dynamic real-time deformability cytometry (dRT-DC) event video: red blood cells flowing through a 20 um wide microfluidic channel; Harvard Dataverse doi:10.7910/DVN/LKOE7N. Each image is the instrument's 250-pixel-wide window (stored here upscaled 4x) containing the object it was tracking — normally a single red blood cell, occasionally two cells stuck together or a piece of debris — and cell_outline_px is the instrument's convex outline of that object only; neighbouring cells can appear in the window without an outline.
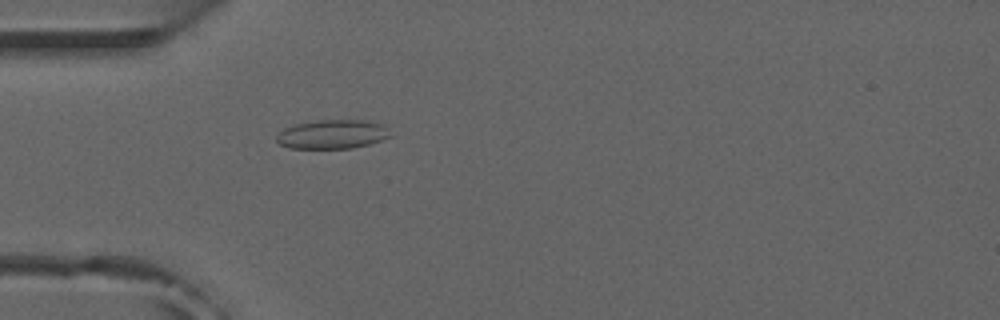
{"species": "common noctule bat (a hibernating species)", "species_latin": "Nyctalus noctula", "temperature_condition": "room temperature", "stored_images_in_passage": 53, "camera_frame_rate_fps": 3000, "um_per_image_px": 0.085, "animal": {"sex": "male", "forearm_length_mm": 52.5}, "frame": {"image": 1, "passage_image": 16, "time_ms": 5.0, "image_size_px": [1000, 320], "cell_outline_px": [[392, 136], [368, 144], [352, 148], [292, 148], [280, 144], [276, 140], [276, 136], [284, 128], [296, 124], [320, 120], [364, 120], [388, 124]], "centroid_in_image_um": [28.32, 11.4], "position_along_channel_um": 56.7, "area_um2": 19.31}}
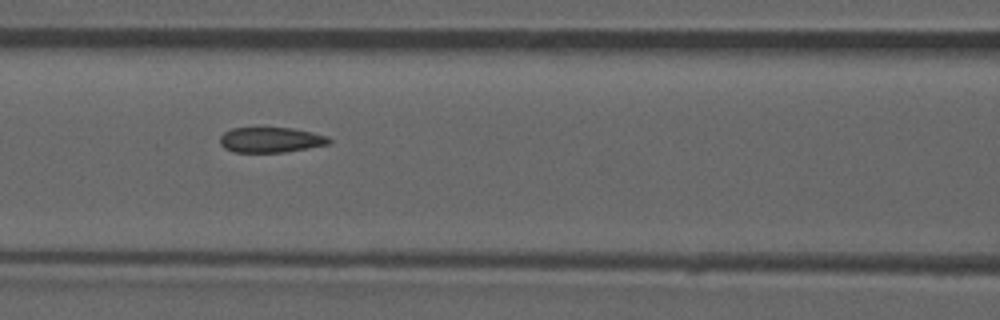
{"frame": {"image": 2, "passage_image": 23, "time_ms": 7.333, "image_size_px": [1000, 320], "cell_outline_px": [[332, 140], [328, 144], [308, 148], [284, 152], [232, 152], [224, 148], [220, 144], [220, 136], [224, 132], [232, 128], [292, 128], [312, 132], [328, 136]], "centroid_in_image_um": [23.0, 11.89], "position_along_channel_um": 143.6, "area_um2": 16.07}, "authors_computed_cell_mechanics": {"area_um2": 16.6464, "velocity_mm_per_s": 3.9153, "shape_relaxation_time_tau1_ms": null, "shape_relaxation_time_tau2_ms": 1.7599, "deformation_change_tau1": null, "deformation_change_tau2": 0.0868}}